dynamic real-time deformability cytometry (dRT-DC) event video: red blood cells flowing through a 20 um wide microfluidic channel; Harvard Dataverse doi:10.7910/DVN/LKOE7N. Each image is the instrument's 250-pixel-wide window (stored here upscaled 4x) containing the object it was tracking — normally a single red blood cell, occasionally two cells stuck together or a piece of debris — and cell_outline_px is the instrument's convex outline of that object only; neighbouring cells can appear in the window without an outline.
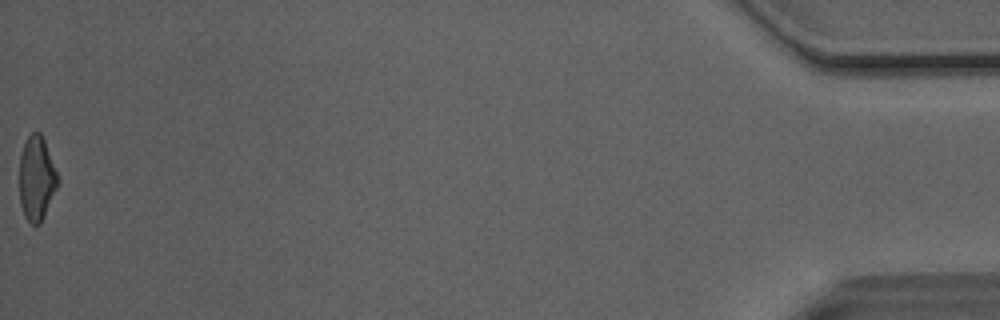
{"species": "Egyptian fruit bat (a non-hibernating species)", "species_latin": "Rousettus aegyptiacus", "temperature_condition": "room temperature", "stored_images_in_passage": 50, "camera_frame_rate_fps": 3000, "um_per_image_px": 0.085, "animal": {"sex": "male"}, "frame": {"image": 1, "passage_image": 50, "time_ms": 16.333, "image_size_px": [1000, 320], "cell_outline_px": [[60, 184], [40, 224], [32, 224], [24, 216], [20, 204], [20, 156], [24, 144], [28, 136], [32, 132], [40, 132], [44, 140], [60, 176]], "centroid_in_image_um": [3.15, 15.17], "position_along_channel_um": 432.1, "area_um2": 19.13}, "authors_computed_cell_mechanics": {"area_um2": 19.8832, "velocity_mm_per_s": 4.093, "shape_relaxation_time_tau1_ms": 3.7124, "shape_relaxation_time_tau2_ms": 2.2222, "deformation_change_tau1": 0.1692, "deformation_change_tau2": 0.0926}}